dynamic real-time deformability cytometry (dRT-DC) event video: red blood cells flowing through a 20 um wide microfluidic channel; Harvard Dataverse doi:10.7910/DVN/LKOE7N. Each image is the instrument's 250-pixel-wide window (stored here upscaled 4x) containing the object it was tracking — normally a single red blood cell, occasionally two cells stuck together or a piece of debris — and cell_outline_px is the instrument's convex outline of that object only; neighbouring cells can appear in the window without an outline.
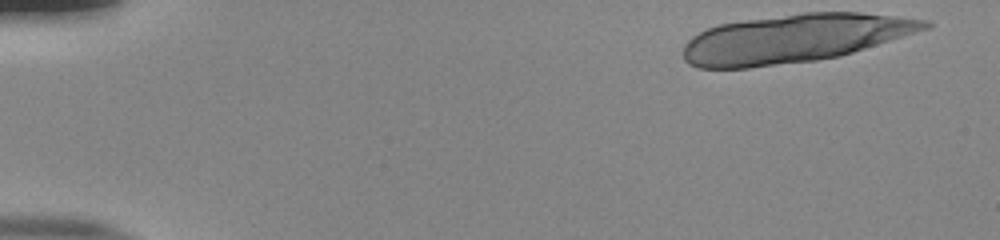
{"species": "human", "species_latin": "Homo sapiens", "temperature_condition": "room temperature", "stored_images_in_passage": 17, "camera_frame_rate_fps": 3000, "um_per_image_px": 0.085, "donor": {"sex": "male"}, "frame": {"image": 1, "passage_image": 1, "time_ms": 0.0, "image_size_px": [1000, 240], "cell_outline_px": [[932, 24], [928, 28], [840, 56], [816, 60], [748, 68], [696, 68], [688, 64], [684, 60], [684, 44], [692, 36], [708, 28], [720, 24], [804, 12], [860, 12], [932, 20]], "centroid_in_image_um": [67.5, 3.27], "position_along_channel_um": 17.5, "area_um2": 67.74}}